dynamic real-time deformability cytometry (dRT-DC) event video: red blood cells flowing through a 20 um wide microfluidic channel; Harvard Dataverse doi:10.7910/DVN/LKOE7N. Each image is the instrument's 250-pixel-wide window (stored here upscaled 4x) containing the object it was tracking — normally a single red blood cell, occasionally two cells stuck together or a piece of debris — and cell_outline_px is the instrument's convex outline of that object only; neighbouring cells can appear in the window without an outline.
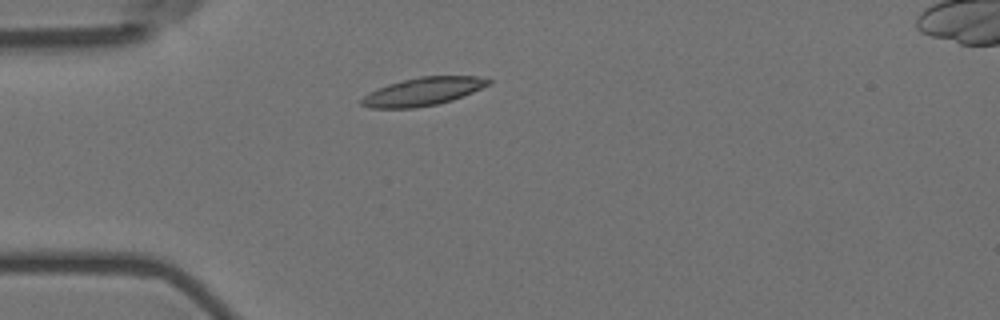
{"species": "Egyptian fruit bat (a non-hibernating species)", "species_latin": "Rousettus aegyptiacus", "temperature_condition": "room temperature", "stored_images_in_passage": 2, "camera_frame_rate_fps": 3000, "um_per_image_px": 0.085, "animal": {"sex": "female"}, "frame": {"image": 1, "passage_image": 2, "time_ms": 0.333, "image_size_px": [1000, 320], "cell_outline_px": [[492, 84], [452, 100], [436, 104], [412, 108], [372, 108], [360, 104], [360, 100], [364, 96], [388, 84], [420, 76], [476, 76], [492, 80]], "centroid_in_image_um": [35.99, 7.78], "position_along_channel_um": 49.0, "area_um2": 20.46}}